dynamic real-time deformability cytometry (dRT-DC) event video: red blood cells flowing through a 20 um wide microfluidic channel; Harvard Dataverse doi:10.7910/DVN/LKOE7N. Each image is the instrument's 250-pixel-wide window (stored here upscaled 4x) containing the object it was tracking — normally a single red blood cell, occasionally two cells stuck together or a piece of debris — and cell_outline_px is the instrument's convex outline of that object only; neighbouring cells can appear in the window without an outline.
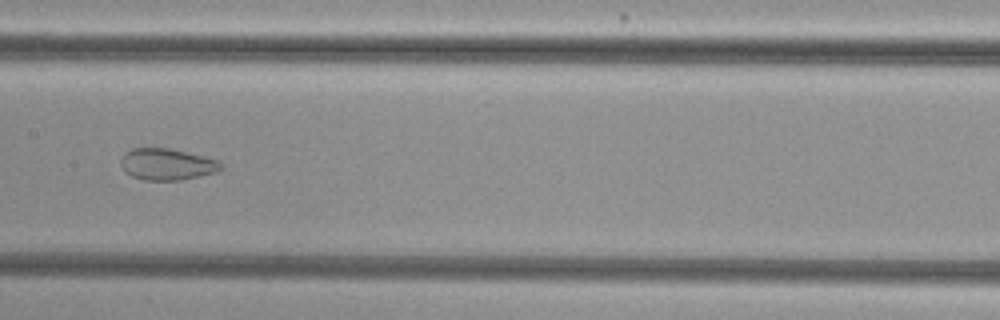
{"species": "common noctule bat (a hibernating species)", "species_latin": "Nyctalus noctula", "temperature_condition": "cold", "stored_images_in_passage": 38, "camera_frame_rate_fps": 3000, "um_per_image_px": 0.085, "animal": {"sex": "female", "body_mass_g": 29.2, "forearm_length_mm": 56.3}, "frame": {"image": 1, "passage_image": 12, "time_ms": 3.667, "image_size_px": [1000, 320], "cell_outline_px": [[220, 168], [216, 172], [200, 176], [180, 180], [144, 180], [132, 176], [120, 164], [120, 160], [132, 148], [168, 148], [216, 160], [220, 164]], "centroid_in_image_um": [14.16, 13.97], "position_along_channel_um": 193.2, "area_um2": 17.8}}
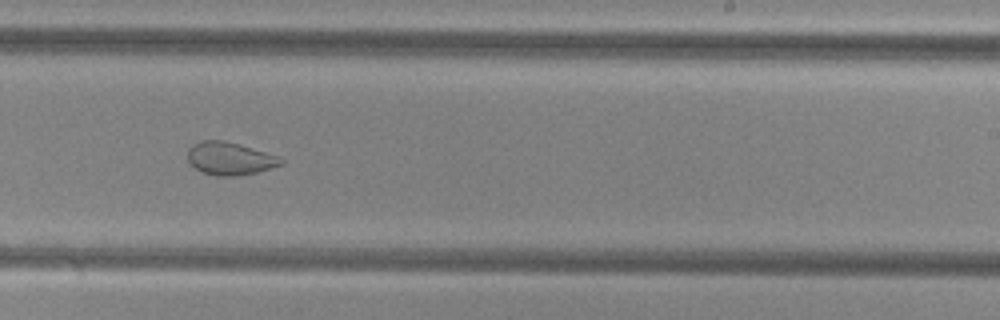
{"frame": {"image": 2, "passage_image": 18, "time_ms": 5.667, "image_size_px": [1000, 320], "cell_outline_px": [[284, 164], [256, 172], [236, 176], [216, 176], [204, 172], [196, 168], [188, 160], [188, 148], [192, 144], [200, 140], [224, 140], [240, 144], [276, 156], [284, 160]], "centroid_in_image_um": [19.51, 13.46], "position_along_channel_um": 269.5, "area_um2": 17.69}}
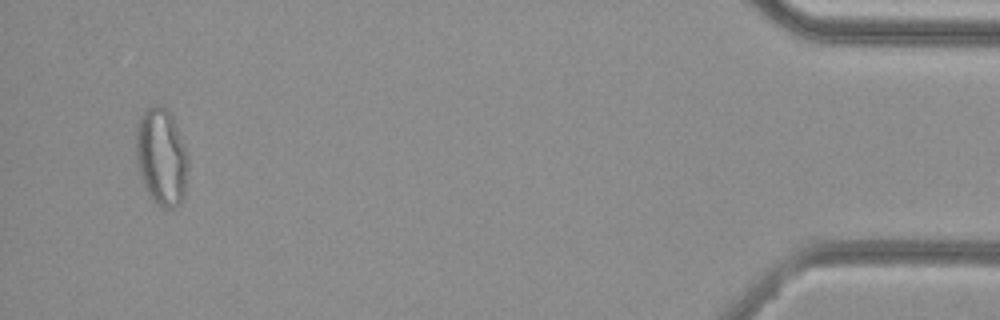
{"frame": {"image": 3, "passage_image": 36, "time_ms": 11.667, "image_size_px": [1000, 320], "cell_outline_px": [[188, 168], [184, 196], [180, 204], [172, 208], [164, 208], [156, 204], [148, 196], [140, 176], [136, 156], [136, 128], [144, 112], [152, 104], [164, 108], [168, 112], [188, 152]], "centroid_in_image_um": [13.72, 13.41], "position_along_channel_um": 421.5, "area_um2": 29.36}, "authors_computed_cell_mechanics": {"area_um2": 21.5016, "velocity_mm_per_s": 3.8187, "shape_relaxation_time_tau1_ms": null, "shape_relaxation_time_tau2_ms": 1.4746, "deformation_change_tau1": null, "deformation_change_tau2": 0.0668}}